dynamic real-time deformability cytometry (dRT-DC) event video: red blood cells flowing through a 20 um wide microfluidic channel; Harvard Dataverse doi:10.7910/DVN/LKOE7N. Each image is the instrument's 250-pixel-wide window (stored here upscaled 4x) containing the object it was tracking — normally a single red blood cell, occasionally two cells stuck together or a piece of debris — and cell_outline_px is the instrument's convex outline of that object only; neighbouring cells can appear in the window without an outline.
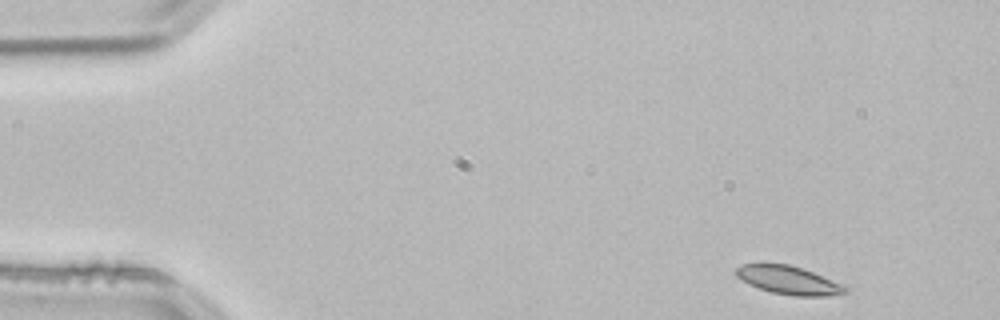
{"species": "common noctule bat (a hibernating species)", "species_latin": "Nyctalus noctula", "temperature_condition": "room temperature", "stored_images_in_passage": 49, "camera_frame_rate_fps": 3000, "um_per_image_px": 0.085, "animal": {"sex": "male", "body_mass_g": 21.5, "forearm_length_mm": 52.0}, "frame": {"image": 1, "passage_image": 1, "time_ms": 0.0, "image_size_px": [1000, 320], "cell_outline_px": [[848, 292], [828, 296], [796, 296], [772, 292], [748, 284], [736, 276], [736, 268], [740, 264], [760, 260], [764, 260], [788, 264], [804, 268], [840, 284], [848, 288]], "centroid_in_image_um": [66.93, 23.75], "position_along_channel_um": 18.1, "area_um2": 18.55}}
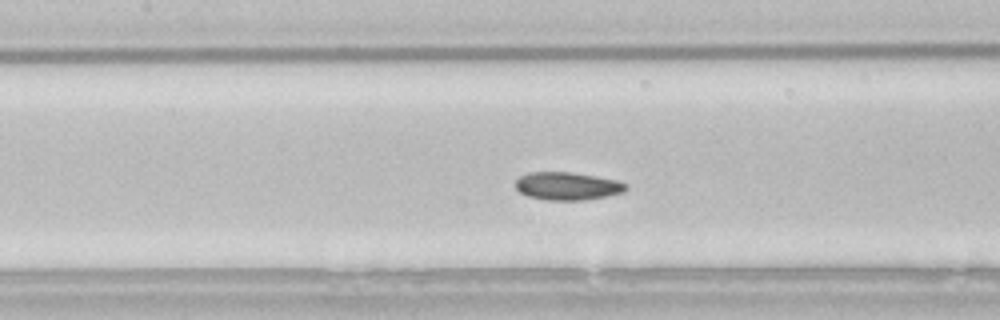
{"frame": {"image": 2, "passage_image": 20, "time_ms": 6.333, "image_size_px": [1000, 320], "cell_outline_px": [[628, 188], [624, 192], [608, 196], [584, 200], [544, 200], [528, 196], [520, 192], [516, 188], [516, 180], [520, 176], [528, 172], [572, 172], [596, 176], [616, 180], [628, 184]], "centroid_in_image_um": [48.25, 15.82], "position_along_channel_um": 159.2, "area_um2": 18.09}}
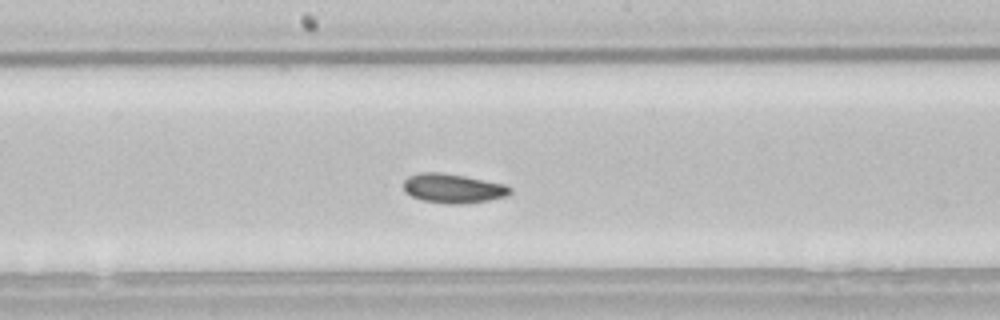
{"frame": {"image": 3, "passage_image": 24, "time_ms": 7.667, "image_size_px": [1000, 320], "cell_outline_px": [[512, 192], [504, 196], [488, 200], [460, 204], [448, 204], [424, 200], [412, 196], [404, 192], [404, 180], [408, 176], [420, 172], [440, 172], [464, 176], [508, 184], [512, 188]], "centroid_in_image_um": [38.51, 16.0], "position_along_channel_um": 209.7, "area_um2": 18.21}, "authors_computed_cell_mechanics": {"area_um2": 18.207, "velocity_mm_per_s": 3.7964, "shape_relaxation_time_tau1_ms": 3.2679, "shape_relaxation_time_tau2_ms": 5.3018, "deformation_change_tau1": 0.067, "deformation_change_tau2": 0.0628}}